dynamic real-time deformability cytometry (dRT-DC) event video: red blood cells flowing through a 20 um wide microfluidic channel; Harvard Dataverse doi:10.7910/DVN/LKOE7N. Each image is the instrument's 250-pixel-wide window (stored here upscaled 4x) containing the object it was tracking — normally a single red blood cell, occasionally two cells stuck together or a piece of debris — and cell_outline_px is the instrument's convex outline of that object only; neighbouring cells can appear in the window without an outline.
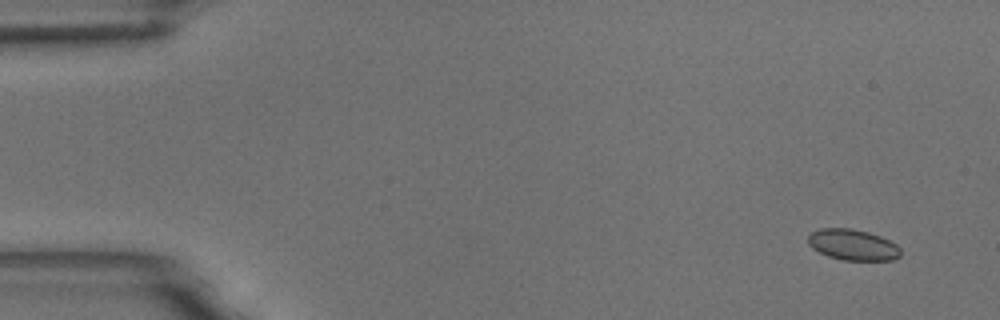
{"species": "common noctule bat (a hibernating species)", "species_latin": "Nyctalus noctula", "temperature_condition": "room temperature", "stored_images_in_passage": 7, "camera_frame_rate_fps": 3000, "um_per_image_px": 0.085, "animal": {"sex": "male", "body_mass_g": 18.8}, "frame": {"image": 1, "passage_image": 2, "time_ms": 1.0, "image_size_px": [1000, 320], "cell_outline_px": [[900, 256], [892, 260], [840, 260], [828, 256], [812, 248], [808, 244], [808, 236], [812, 232], [820, 228], [852, 228], [868, 232], [880, 236], [896, 244], [900, 248]], "centroid_in_image_um": [72.48, 20.8], "position_along_channel_um": 12.5, "area_um2": 16.7}}
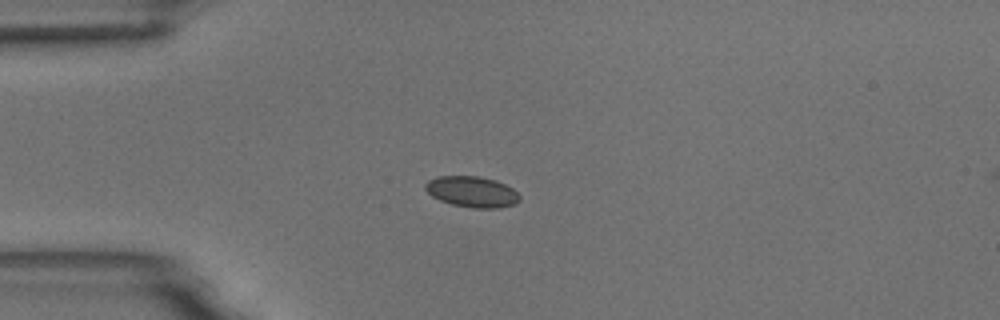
{"frame": {"image": 2, "passage_image": 5, "time_ms": 4.667, "image_size_px": [1000, 320], "cell_outline_px": [[520, 200], [516, 204], [500, 208], [472, 208], [452, 204], [440, 200], [432, 196], [424, 188], [424, 184], [428, 180], [436, 176], [480, 176], [496, 180], [512, 188], [520, 196]], "centroid_in_image_um": [40.12, 16.3], "position_along_channel_um": 44.9, "area_um2": 17.11}}